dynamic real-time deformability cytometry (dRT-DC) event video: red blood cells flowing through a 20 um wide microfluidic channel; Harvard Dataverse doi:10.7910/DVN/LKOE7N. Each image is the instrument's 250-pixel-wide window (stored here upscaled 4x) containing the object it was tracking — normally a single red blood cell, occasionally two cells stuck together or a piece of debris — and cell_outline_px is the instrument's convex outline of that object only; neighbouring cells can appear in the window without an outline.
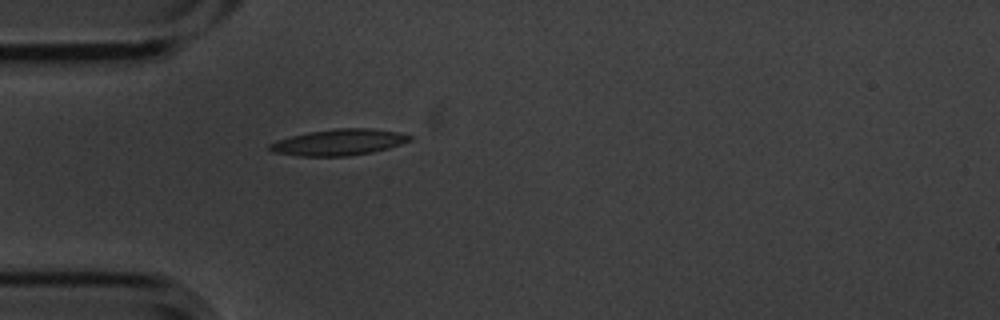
{"species": "common noctule bat (a hibernating species)", "species_latin": "Nyctalus noctula", "temperature_condition": "cold", "stored_images_in_passage": 6, "camera_frame_rate_fps": 3000, "um_per_image_px": 0.085, "animal": {"sex": "male", "body_mass_g": 20.1, "forearm_length_mm": 53.5}, "frame": {"image": 1, "passage_image": 6, "time_ms": 1.667, "image_size_px": [1000, 320], "cell_outline_px": [[412, 140], [388, 148], [372, 152], [348, 156], [300, 156], [272, 152], [268, 148], [268, 144], [276, 140], [308, 132], [332, 128], [368, 128], [400, 132], [412, 136]], "centroid_in_image_um": [28.79, 12.09], "position_along_channel_um": 56.2, "area_um2": 21.44}}